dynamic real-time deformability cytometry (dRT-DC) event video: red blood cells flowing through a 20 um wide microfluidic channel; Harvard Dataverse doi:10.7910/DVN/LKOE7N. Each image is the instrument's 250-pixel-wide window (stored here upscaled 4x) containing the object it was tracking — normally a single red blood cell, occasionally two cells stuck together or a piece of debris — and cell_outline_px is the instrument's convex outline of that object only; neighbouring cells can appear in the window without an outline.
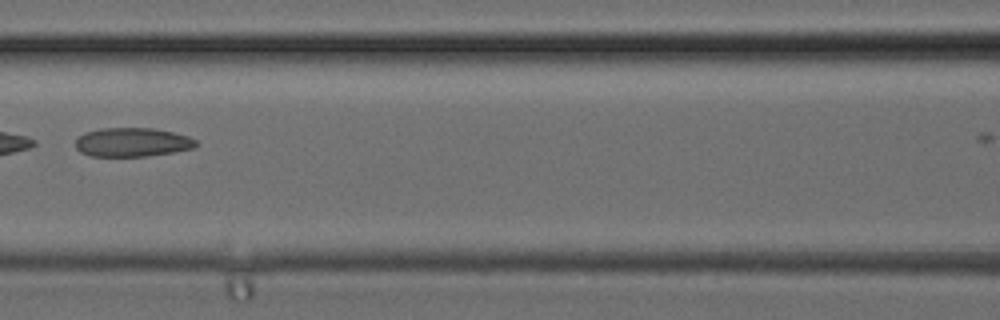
{"species": "common noctule bat (a hibernating species)", "species_latin": "Nyctalus noctula", "temperature_condition": "cold", "stored_images_in_passage": 5, "camera_frame_rate_fps": 3000, "um_per_image_px": 0.085, "animal": {"sex": "female", "body_mass_g": 24.6, "forearm_length_mm": 56.2}, "frame": {"image": 1, "passage_image": 5, "time_ms": 1.333, "image_size_px": [1000, 320], "cell_outline_px": [[196, 144], [192, 148], [172, 152], [148, 156], [92, 156], [80, 152], [76, 148], [76, 140], [84, 132], [100, 128], [152, 128], [172, 132], [188, 136], [196, 140]], "centroid_in_image_um": [11.21, 12.08], "position_along_channel_um": 155.4, "area_um2": 20.17}}